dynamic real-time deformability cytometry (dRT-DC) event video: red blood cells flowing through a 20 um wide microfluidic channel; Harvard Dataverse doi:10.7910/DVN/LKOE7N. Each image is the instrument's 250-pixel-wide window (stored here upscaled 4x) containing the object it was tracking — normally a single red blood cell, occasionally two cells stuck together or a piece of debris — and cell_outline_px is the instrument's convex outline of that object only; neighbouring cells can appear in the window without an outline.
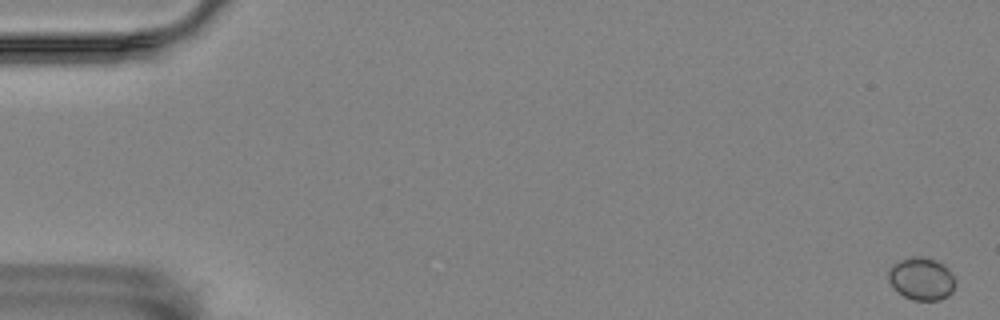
{"species": "Egyptian fruit bat (a non-hibernating species)", "species_latin": "Rousettus aegyptiacus", "temperature_condition": "room temperature", "stored_images_in_passage": 60, "camera_frame_rate_fps": 3000, "um_per_image_px": 0.085, "animal": {"sex": "female"}, "frame": {"image": 1, "passage_image": 2, "time_ms": 0.333, "image_size_px": [1000, 320], "cell_outline_px": [[956, 284], [952, 292], [948, 296], [940, 300], [912, 300], [904, 296], [888, 280], [888, 268], [892, 264], [900, 260], [912, 256], [920, 256], [936, 260], [944, 264], [952, 272], [956, 280]], "centroid_in_image_um": [78.36, 23.68], "position_along_channel_um": 6.6, "area_um2": 16.82}}
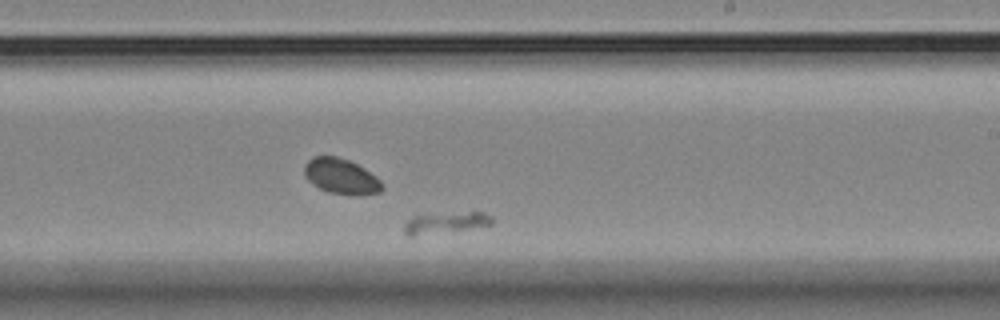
{"frame": {"image": 2, "passage_image": 37, "time_ms": 12.0, "image_size_px": [1000, 320], "cell_outline_px": [[492, 224], [412, 236], [408, 236], [404, 232], [404, 224], [412, 216], [468, 212], [484, 212], [492, 216]], "centroid_in_image_um": [37.84, 18.92], "position_along_channel_um": 251.2, "area_um2": 10.35}}
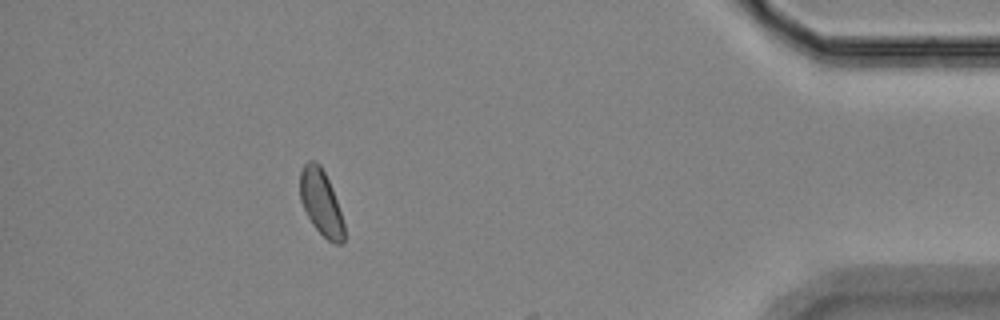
{"frame": {"image": 3, "passage_image": 54, "time_ms": 17.667, "image_size_px": [1000, 320], "cell_outline_px": [[344, 240], [340, 244], [332, 244], [312, 224], [300, 200], [300, 172], [304, 164], [308, 160], [312, 160], [320, 164], [332, 188], [344, 224]], "centroid_in_image_um": [27.28, 17.21], "position_along_channel_um": 407.9, "area_um2": 16.65}}